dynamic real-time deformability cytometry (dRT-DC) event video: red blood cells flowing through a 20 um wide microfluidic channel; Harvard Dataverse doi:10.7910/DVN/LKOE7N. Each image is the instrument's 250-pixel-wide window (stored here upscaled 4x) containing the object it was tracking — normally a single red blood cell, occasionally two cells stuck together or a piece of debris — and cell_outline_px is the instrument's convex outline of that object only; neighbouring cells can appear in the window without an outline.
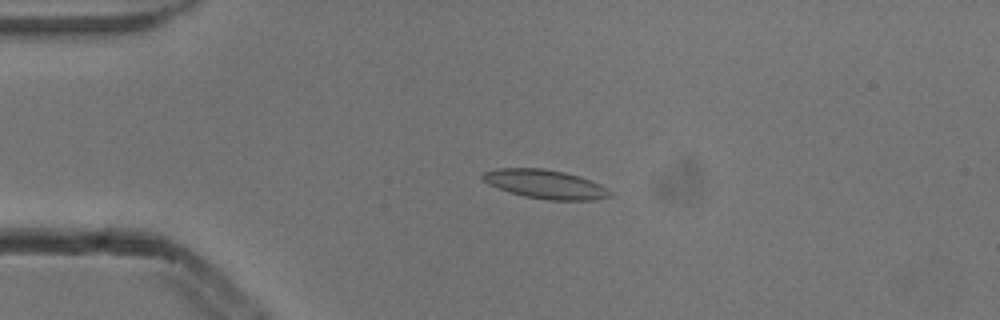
{"species": "common noctule bat (a hibernating species)", "species_latin": "Nyctalus noctula", "temperature_condition": "cold", "stored_images_in_passage": 4, "camera_frame_rate_fps": 3000, "um_per_image_px": 0.085, "animal": {"sex": "male", "body_mass_g": 13.3}, "frame": {"image": 1, "passage_image": 3, "time_ms": 0.667, "image_size_px": [1000, 320], "cell_outline_px": [[612, 196], [596, 200], [548, 200], [524, 196], [508, 192], [488, 184], [480, 176], [484, 172], [496, 168], [544, 168], [564, 172], [580, 176], [600, 184], [608, 188], [612, 192]], "centroid_in_image_um": [46.37, 15.66], "position_along_channel_um": 38.6, "area_um2": 21.62}}